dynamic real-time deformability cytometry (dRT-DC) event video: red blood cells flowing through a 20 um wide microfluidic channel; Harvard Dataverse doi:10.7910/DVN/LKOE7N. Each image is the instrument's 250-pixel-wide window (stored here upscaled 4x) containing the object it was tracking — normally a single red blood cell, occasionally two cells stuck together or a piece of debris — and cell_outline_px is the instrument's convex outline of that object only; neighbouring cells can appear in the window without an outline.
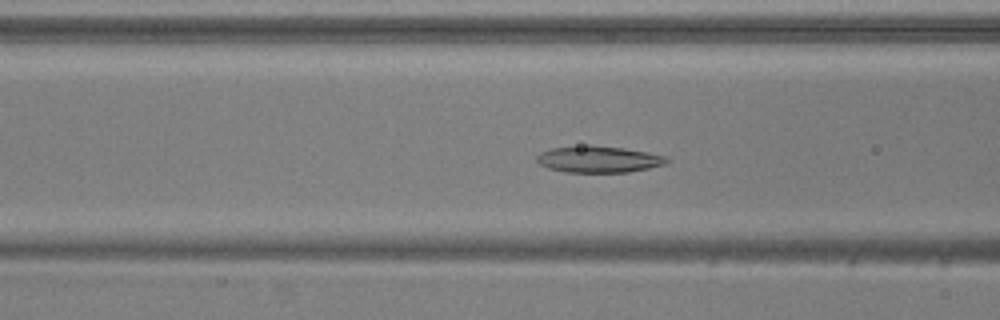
{"species": "common noctule bat (a hibernating species)", "species_latin": "Nyctalus noctula", "temperature_condition": "warm", "stored_images_in_passage": 52, "camera_frame_rate_fps": 3000, "um_per_image_px": 0.085, "animal": {"sex": "male", "body_mass_g": 20.5, "forearm_length_mm": 52.5}, "frame": {"image": 1, "passage_image": 19, "time_ms": 6.0, "image_size_px": [1000, 320], "cell_outline_px": [[668, 160], [664, 164], [648, 168], [628, 172], [564, 172], [548, 168], [540, 164], [536, 160], [536, 156], [540, 152], [552, 148], [588, 144], [592, 144], [624, 148], [664, 156]], "centroid_in_image_um": [50.81, 13.53], "position_along_channel_um": 115.8, "area_um2": 20.06}}
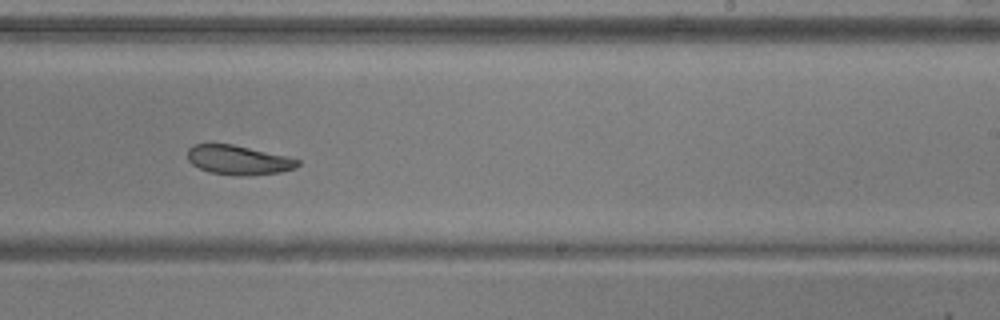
{"frame": {"image": 2, "passage_image": 31, "time_ms": 10.0, "image_size_px": [1000, 320], "cell_outline_px": [[300, 164], [296, 168], [280, 172], [248, 176], [236, 176], [212, 172], [200, 168], [192, 164], [188, 160], [188, 148], [192, 144], [232, 144], [284, 156], [300, 160]], "centroid_in_image_um": [20.26, 13.61], "position_along_channel_um": 268.7, "area_um2": 18.67}}
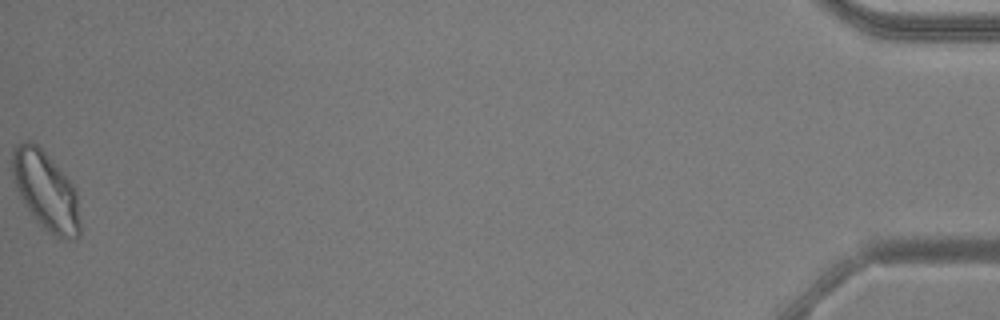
{"frame": {"image": 3, "passage_image": 52, "time_ms": 17.0, "image_size_px": [1000, 320], "cell_outline_px": [[80, 236], [56, 236], [48, 232], [40, 224], [28, 208], [20, 196], [16, 188], [12, 172], [12, 148], [16, 144], [24, 140], [32, 140], [48, 156], [76, 188], [80, 224]], "centroid_in_image_um": [3.87, 16.15], "position_along_channel_um": 431.3, "area_um2": 30.4}, "authors_computed_cell_mechanics": {"area_um2": 22.4842, "velocity_mm_per_s": 3.8244, "shape_relaxation_time_tau1_ms": 9.7394, "shape_relaxation_time_tau2_ms": 4.5314, "deformation_change_tau1": 0.1836, "deformation_change_tau2": 0.1092}}